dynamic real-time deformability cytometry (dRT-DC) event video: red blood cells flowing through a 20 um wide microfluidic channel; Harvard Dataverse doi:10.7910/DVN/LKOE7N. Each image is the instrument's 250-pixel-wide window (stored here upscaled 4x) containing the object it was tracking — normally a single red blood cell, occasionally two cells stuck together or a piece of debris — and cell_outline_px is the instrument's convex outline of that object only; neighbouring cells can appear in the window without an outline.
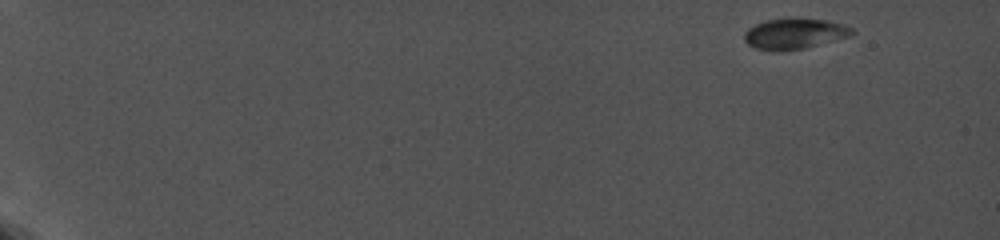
{"species": "common noctule bat (a hibernating species)", "species_latin": "Nyctalus noctula", "temperature_condition": "cold", "stored_images_in_passage": 68, "camera_frame_rate_fps": 5000, "um_per_image_px": 0.085, "animal": {"sex": "female", "body_mass_g": 19.0, "forearm_length_mm": 56.7}, "frame": {"image": 1, "passage_image": 1, "time_ms": 0.0, "image_size_px": [1000, 240], "cell_outline_px": [[856, 32], [852, 36], [804, 48], [776, 52], [772, 52], [756, 48], [748, 44], [744, 40], [744, 32], [748, 28], [756, 24], [768, 20], [792, 16], [796, 16], [828, 20], [844, 24], [852, 28]], "centroid_in_image_um": [67.56, 2.84], "position_along_channel_um": 17.4, "area_um2": 19.88}}
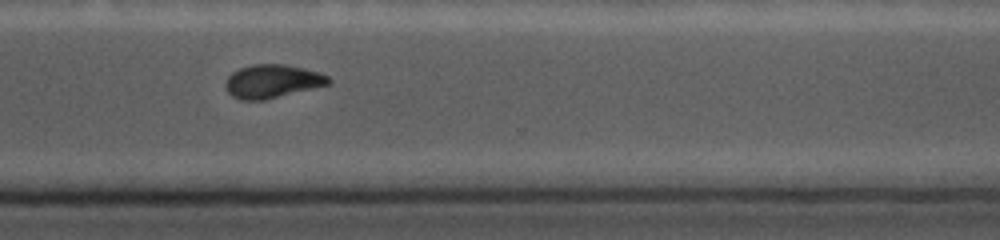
{"frame": {"image": 2, "passage_image": 57, "time_ms": 13.8, "image_size_px": [1000, 240], "cell_outline_px": [[332, 84], [264, 100], [240, 100], [232, 96], [228, 92], [224, 84], [228, 76], [232, 72], [240, 68], [252, 64], [284, 64], [304, 68], [320, 72], [328, 76], [332, 80]], "centroid_in_image_um": [23.17, 6.91], "position_along_channel_um": 347.4, "area_um2": 20.29}}
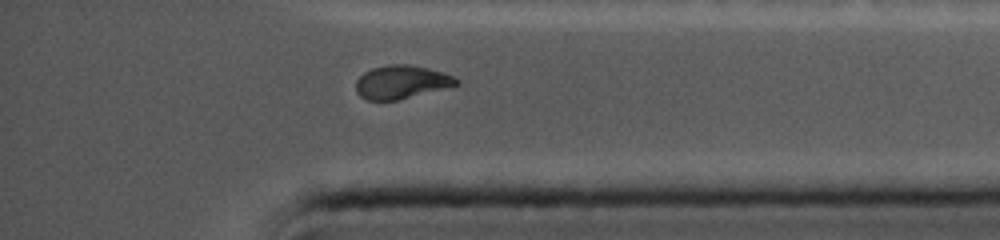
{"frame": {"image": 3, "passage_image": 63, "time_ms": 15.2, "image_size_px": [1000, 240], "cell_outline_px": [[460, 84], [396, 100], [368, 100], [360, 96], [356, 92], [356, 80], [364, 72], [372, 68], [388, 64], [408, 64], [428, 68], [452, 76], [460, 80]], "centroid_in_image_um": [34.09, 6.96], "position_along_channel_um": 401.1, "area_um2": 19.31}}